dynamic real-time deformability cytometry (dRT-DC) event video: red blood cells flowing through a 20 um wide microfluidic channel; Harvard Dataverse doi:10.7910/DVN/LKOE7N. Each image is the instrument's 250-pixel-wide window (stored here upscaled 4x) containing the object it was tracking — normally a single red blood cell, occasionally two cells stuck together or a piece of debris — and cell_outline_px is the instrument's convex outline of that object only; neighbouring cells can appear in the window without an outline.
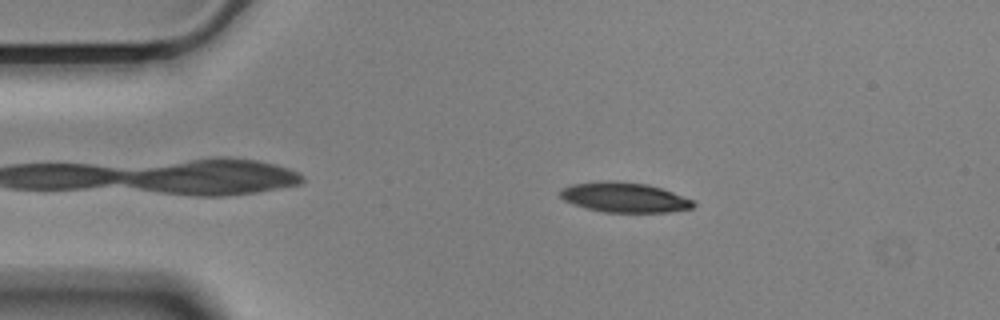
{"species": "Egyptian fruit bat (a non-hibernating species)", "species_latin": "Rousettus aegyptiacus", "temperature_condition": "cold", "stored_images_in_passage": 56, "camera_frame_rate_fps": 3000, "um_per_image_px": 0.085, "animal": {"sex": "male"}, "frame": {"image": 1, "passage_image": 10, "time_ms": 3.0, "image_size_px": [1000, 320], "cell_outline_px": [[696, 204], [692, 208], [668, 212], [604, 212], [588, 208], [564, 200], [560, 196], [560, 188], [572, 184], [608, 180], [648, 184], [672, 192], [692, 200]], "centroid_in_image_um": [53.06, 16.77], "position_along_channel_um": 31.9, "area_um2": 22.95}}
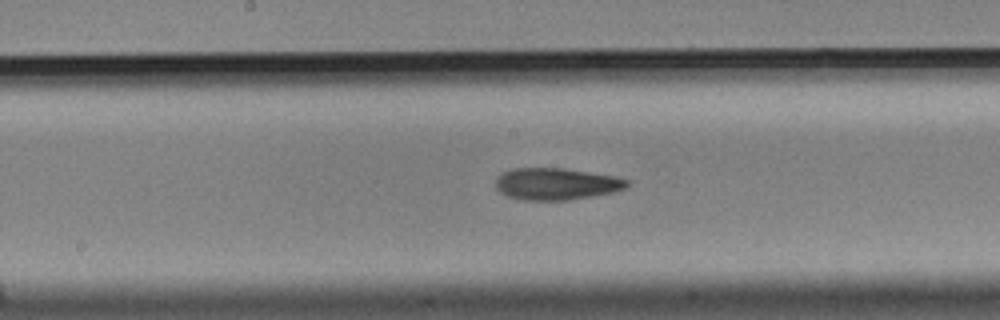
{"frame": {"image": 2, "passage_image": 28, "time_ms": 9.0, "image_size_px": [1000, 320], "cell_outline_px": [[628, 184], [624, 188], [612, 192], [592, 196], [568, 200], [516, 200], [500, 192], [496, 188], [496, 176], [512, 168], [564, 168], [612, 176], [628, 180]], "centroid_in_image_um": [47.21, 15.64], "position_along_channel_um": 201.0, "area_um2": 24.28}}
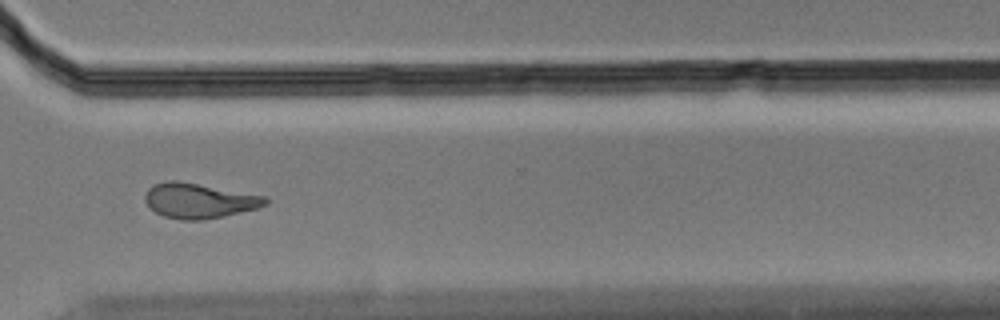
{"frame": {"image": 3, "passage_image": 41, "time_ms": 13.333, "image_size_px": [1000, 320], "cell_outline_px": [[268, 204], [256, 208], [224, 216], [200, 220], [180, 220], [164, 216], [156, 212], [144, 200], [144, 196], [148, 188], [152, 184], [168, 180], [176, 180], [268, 196]], "centroid_in_image_um": [16.92, 17.05], "position_along_channel_um": 353.7, "area_um2": 24.57}, "authors_computed_cell_mechanics": {"area_um2": 24.1315, "velocity_mm_per_s": 3.5317, "shape_relaxation_time_tau1_ms": 4.5485, "shape_relaxation_time_tau2_ms": 2.2939, "deformation_change_tau1": 0.1504, "deformation_change_tau2": 0.0935}}